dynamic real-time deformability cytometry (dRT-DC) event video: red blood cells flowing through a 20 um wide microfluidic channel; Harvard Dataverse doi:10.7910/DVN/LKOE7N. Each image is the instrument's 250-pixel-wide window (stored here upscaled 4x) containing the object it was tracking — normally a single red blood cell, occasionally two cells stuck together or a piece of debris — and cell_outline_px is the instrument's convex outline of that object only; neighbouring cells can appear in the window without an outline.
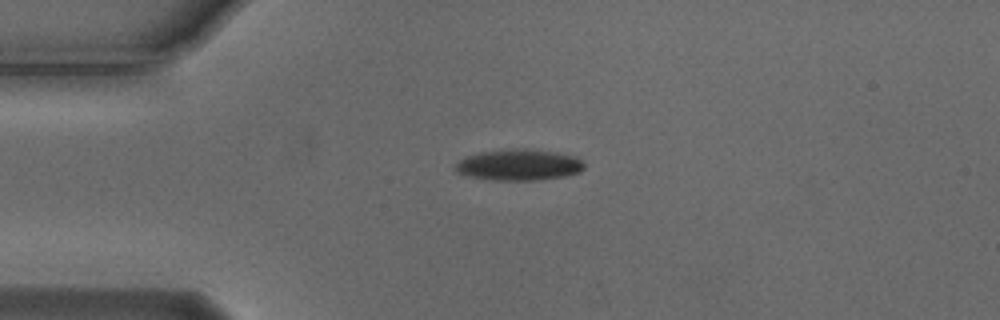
{"species": "Egyptian fruit bat (a non-hibernating species)", "species_latin": "Rousettus aegyptiacus", "temperature_condition": "cold", "stored_images_in_passage": 43, "camera_frame_rate_fps": 3000, "um_per_image_px": 0.085, "animal": {"sex": "male"}, "frame": {"image": 1, "passage_image": 1, "time_ms": 0.0, "image_size_px": [1000, 320], "cell_outline_px": [[584, 168], [580, 172], [564, 176], [540, 180], [492, 180], [468, 176], [456, 172], [456, 164], [460, 160], [468, 156], [480, 152], [512, 148], [524, 148], [556, 152], [576, 156], [584, 164]], "centroid_in_image_um": [44.13, 14.01], "position_along_channel_um": 40.9, "area_um2": 23.41}}
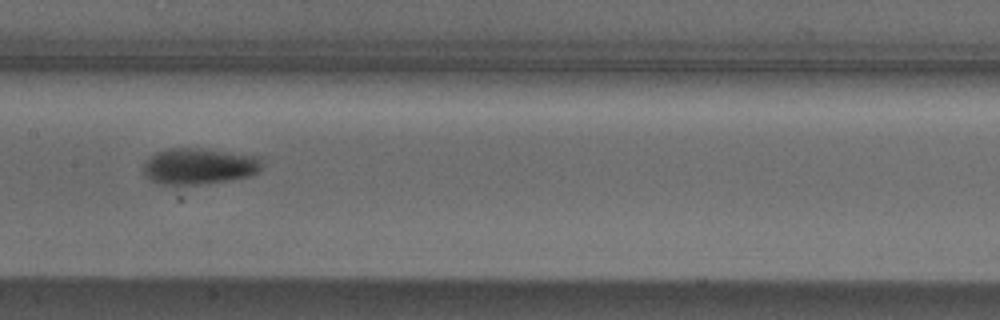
{"frame": {"image": 2, "passage_image": 15, "time_ms": 4.667, "image_size_px": [1000, 320], "cell_outline_px": [[260, 168], [256, 172], [248, 176], [228, 180], [200, 184], [160, 184], [152, 180], [144, 172], [144, 160], [148, 156], [156, 152], [168, 148], [200, 148], [260, 156]], "centroid_in_image_um": [16.88, 14.11], "position_along_channel_um": 190.5, "area_um2": 24.8}}
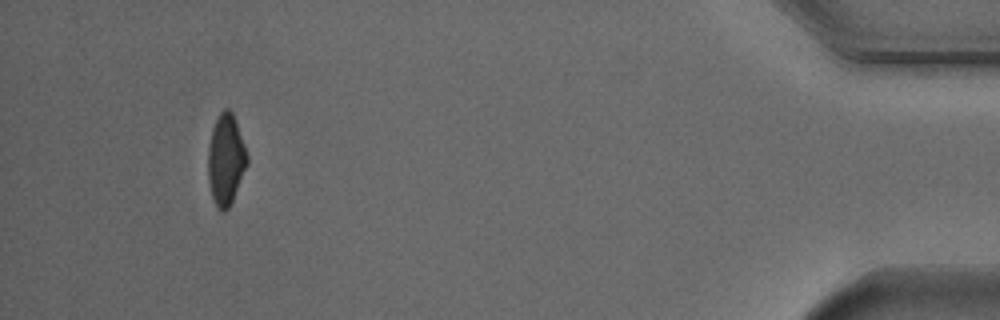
{"frame": {"image": 3, "passage_image": 39, "time_ms": 12.667, "image_size_px": [1000, 320], "cell_outline_px": [[248, 164], [232, 200], [228, 208], [224, 212], [216, 208], [212, 196], [208, 180], [208, 148], [212, 128], [220, 112], [224, 108], [228, 108], [232, 112], [236, 120], [248, 156]], "centroid_in_image_um": [19.19, 13.55], "position_along_channel_um": 416.0, "area_um2": 20.69}, "authors_computed_cell_mechanics": {"area_um2": 23.2934, "velocity_mm_per_s": 3.7368, "shape_relaxation_time_tau1_ms": 2.5199, "shape_relaxation_time_tau2_ms": null, "deformation_change_tau1": 0.1236, "deformation_change_tau2": null}}